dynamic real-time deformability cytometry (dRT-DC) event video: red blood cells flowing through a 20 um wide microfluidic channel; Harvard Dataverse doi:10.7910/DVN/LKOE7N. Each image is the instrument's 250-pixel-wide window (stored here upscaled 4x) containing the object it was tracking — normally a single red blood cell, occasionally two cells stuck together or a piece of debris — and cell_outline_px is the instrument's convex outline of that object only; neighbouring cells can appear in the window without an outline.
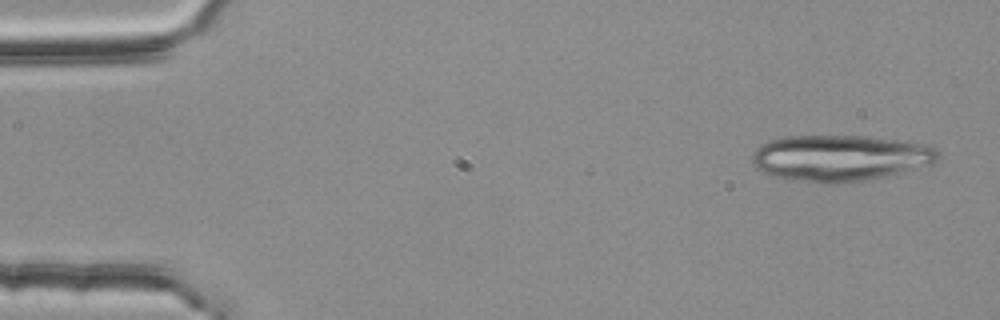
{"species": "common noctule bat (a hibernating species)", "species_latin": "Nyctalus noctula", "temperature_condition": "room temperature", "stored_images_in_passage": 3, "camera_frame_rate_fps": 3000, "um_per_image_px": 0.085, "animal": {"sex": "female", "body_mass_g": 25.1}, "frame": {"image": 1, "passage_image": 1, "time_ms": 0.0, "image_size_px": [1000, 320], "cell_outline_px": [[940, 156], [932, 164], [884, 176], [864, 180], [828, 184], [824, 184], [776, 176], [764, 172], [756, 168], [752, 160], [752, 152], [760, 144], [768, 140], [784, 136], [864, 136], [896, 140], [924, 144], [936, 148]], "centroid_in_image_um": [71.38, 13.41], "position_along_channel_um": 13.6, "area_um2": 49.65}}